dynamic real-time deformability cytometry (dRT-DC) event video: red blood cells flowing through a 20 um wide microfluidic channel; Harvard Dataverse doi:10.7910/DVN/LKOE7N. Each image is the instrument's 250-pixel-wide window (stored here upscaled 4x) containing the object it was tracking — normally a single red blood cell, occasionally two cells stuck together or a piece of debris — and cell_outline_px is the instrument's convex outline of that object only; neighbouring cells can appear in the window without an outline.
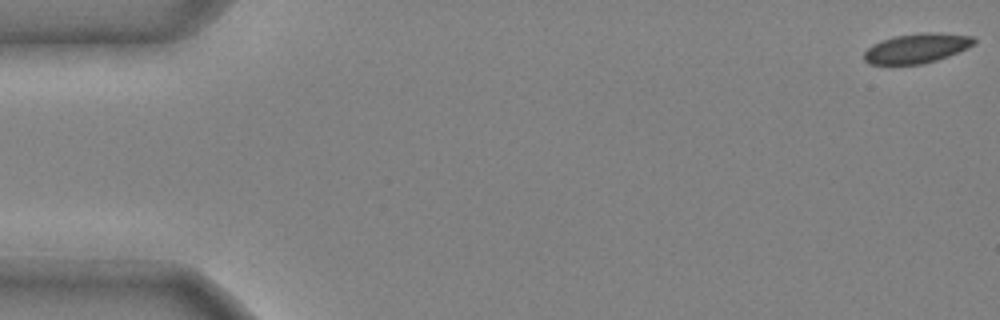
{"species": "common noctule bat (a hibernating species)", "species_latin": "Nyctalus noctula", "temperature_condition": "cold", "stored_images_in_passage": 11, "camera_frame_rate_fps": 3000, "um_per_image_px": 0.085, "animal": {"sex": "male", "body_mass_g": 20.4}, "frame": {"image": 1, "passage_image": 1, "time_ms": 0.0, "image_size_px": [1000, 320], "cell_outline_px": [[976, 40], [972, 44], [948, 56], [936, 60], [920, 64], [868, 64], [864, 60], [864, 52], [872, 44], [880, 40], [896, 36], [924, 32], [932, 32], [972, 36]], "centroid_in_image_um": [77.86, 4.1], "position_along_channel_um": 7.1, "area_um2": 18.67}}